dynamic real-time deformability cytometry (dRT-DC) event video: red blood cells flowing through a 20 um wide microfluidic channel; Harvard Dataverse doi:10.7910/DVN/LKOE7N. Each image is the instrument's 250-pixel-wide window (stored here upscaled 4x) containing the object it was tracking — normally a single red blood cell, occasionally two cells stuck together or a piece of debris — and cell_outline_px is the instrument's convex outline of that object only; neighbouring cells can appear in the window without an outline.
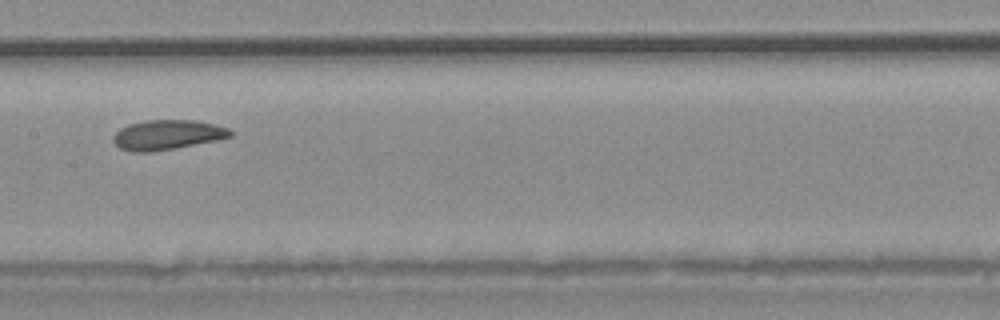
{"species": "common noctule bat (a hibernating species)", "species_latin": "Nyctalus noctula", "temperature_condition": "warm", "stored_images_in_passage": 35, "camera_frame_rate_fps": 3000, "um_per_image_px": 0.085, "animal": {"sex": "male", "body_mass_g": 20.4}, "frame": {"image": 1, "passage_image": 16, "time_ms": 5.0, "image_size_px": [1000, 320], "cell_outline_px": [[232, 136], [216, 140], [176, 148], [152, 152], [132, 152], [120, 148], [112, 140], [112, 136], [120, 128], [128, 124], [144, 120], [196, 120], [216, 124], [228, 128], [232, 132]], "centroid_in_image_um": [14.2, 11.45], "position_along_channel_um": 193.2, "area_um2": 20.46}}